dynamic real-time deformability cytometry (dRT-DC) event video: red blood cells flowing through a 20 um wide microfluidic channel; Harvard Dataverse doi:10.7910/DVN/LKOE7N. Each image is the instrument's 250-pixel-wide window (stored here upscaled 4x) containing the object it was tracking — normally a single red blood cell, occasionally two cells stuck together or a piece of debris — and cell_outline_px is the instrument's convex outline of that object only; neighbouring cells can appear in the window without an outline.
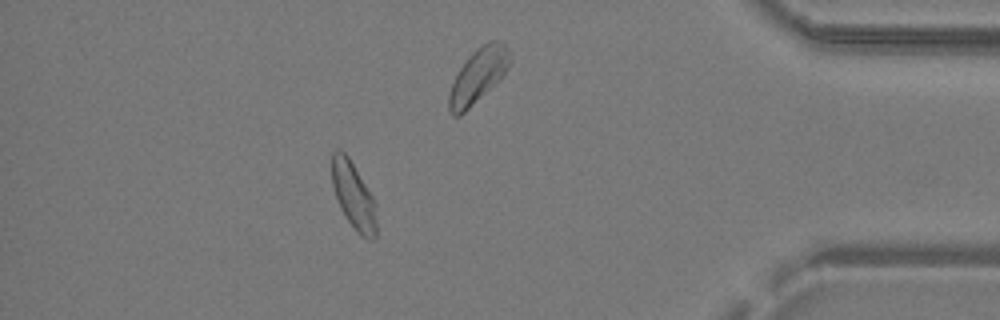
{"species": "common noctule bat (a hibernating species)", "species_latin": "Nyctalus noctula", "temperature_condition": "warm", "stored_images_in_passage": 28, "camera_frame_rate_fps": 3000, "um_per_image_px": 0.085, "animal": {"sex": "male", "body_mass_g": 19.2, "forearm_length_mm": 51.8}, "frame": {"image": 1, "passage_image": 24, "time_ms": 7.667, "image_size_px": [1000, 320], "cell_outline_px": [[376, 236], [372, 240], [360, 236], [348, 220], [340, 208], [332, 184], [332, 152], [336, 148], [340, 148], [348, 156], [372, 196], [376, 220]], "centroid_in_image_um": [30.02, 16.61], "position_along_channel_um": 405.2, "area_um2": 17.05}}